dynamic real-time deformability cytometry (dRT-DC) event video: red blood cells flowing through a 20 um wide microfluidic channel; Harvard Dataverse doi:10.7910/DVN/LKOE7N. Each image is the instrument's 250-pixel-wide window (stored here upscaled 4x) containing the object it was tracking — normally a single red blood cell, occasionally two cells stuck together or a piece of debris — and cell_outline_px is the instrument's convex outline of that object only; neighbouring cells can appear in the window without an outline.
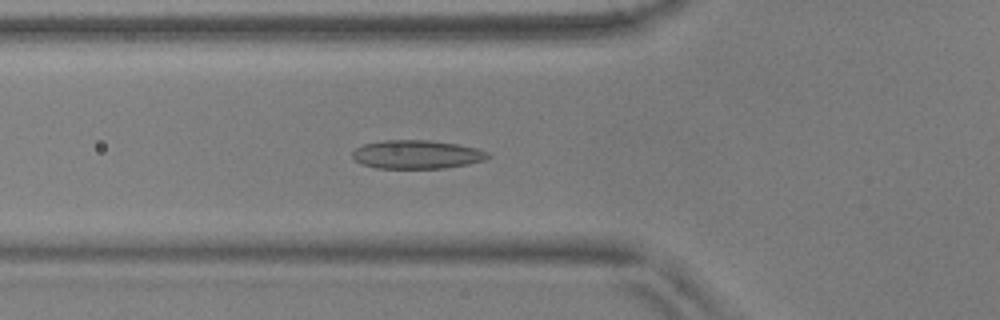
{"species": "common noctule bat (a hibernating species)", "species_latin": "Nyctalus noctula", "temperature_condition": "warm", "stored_images_in_passage": 37, "camera_frame_rate_fps": 3000, "um_per_image_px": 0.085, "animal": {"sex": "male", "body_mass_g": 17.9, "forearm_length_mm": 54.2}, "frame": {"image": 1, "passage_image": 10, "time_ms": 3.0, "image_size_px": [1000, 320], "cell_outline_px": [[492, 156], [484, 160], [468, 164], [444, 168], [376, 168], [360, 164], [352, 160], [352, 152], [356, 148], [364, 144], [384, 140], [432, 140], [456, 144], [476, 148], [488, 152]], "centroid_in_image_um": [35.4, 13.13], "position_along_channel_um": 90.4, "area_um2": 22.72}}
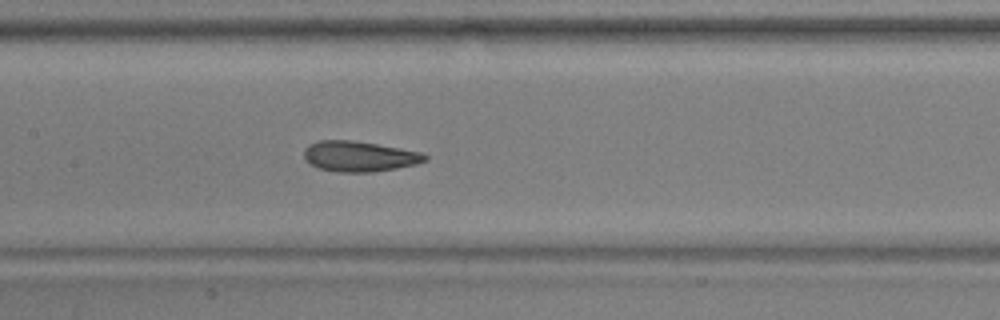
{"frame": {"image": 2, "passage_image": 17, "time_ms": 5.333, "image_size_px": [1000, 320], "cell_outline_px": [[428, 160], [416, 164], [396, 168], [372, 172], [336, 172], [320, 168], [312, 164], [304, 156], [304, 148], [308, 144], [320, 140], [352, 140], [400, 148], [420, 152], [428, 156]], "centroid_in_image_um": [30.55, 13.28], "position_along_channel_um": 176.9, "area_um2": 21.33}}
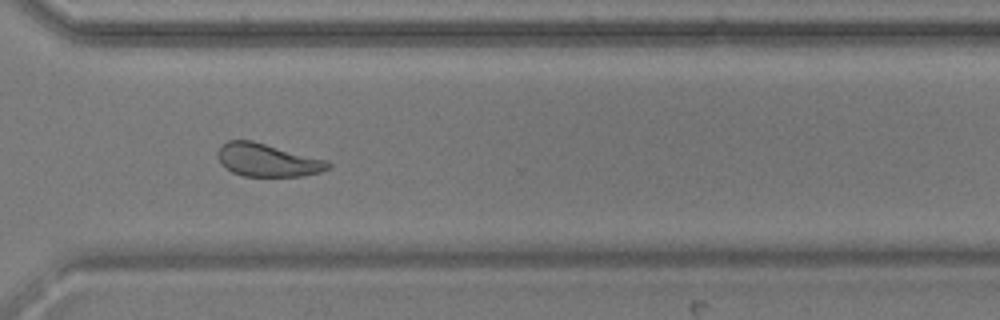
{"frame": {"image": 3, "passage_image": 31, "time_ms": 10.0, "image_size_px": [1000, 320], "cell_outline_px": [[332, 164], [328, 168], [320, 172], [304, 176], [244, 176], [232, 172], [224, 168], [220, 164], [216, 152], [228, 140], [252, 140], [328, 160]], "centroid_in_image_um": [22.73, 13.61], "position_along_channel_um": 347.9, "area_um2": 21.33}, "authors_computed_cell_mechanics": {"area_um2": 21.4438, "velocity_mm_per_s": 3.6691, "shape_relaxation_time_tau1_ms": 8.3103, "shape_relaxation_time_tau2_ms": 1.5572, "deformation_change_tau1": 0.1852, "deformation_change_tau2": 0.0753}}